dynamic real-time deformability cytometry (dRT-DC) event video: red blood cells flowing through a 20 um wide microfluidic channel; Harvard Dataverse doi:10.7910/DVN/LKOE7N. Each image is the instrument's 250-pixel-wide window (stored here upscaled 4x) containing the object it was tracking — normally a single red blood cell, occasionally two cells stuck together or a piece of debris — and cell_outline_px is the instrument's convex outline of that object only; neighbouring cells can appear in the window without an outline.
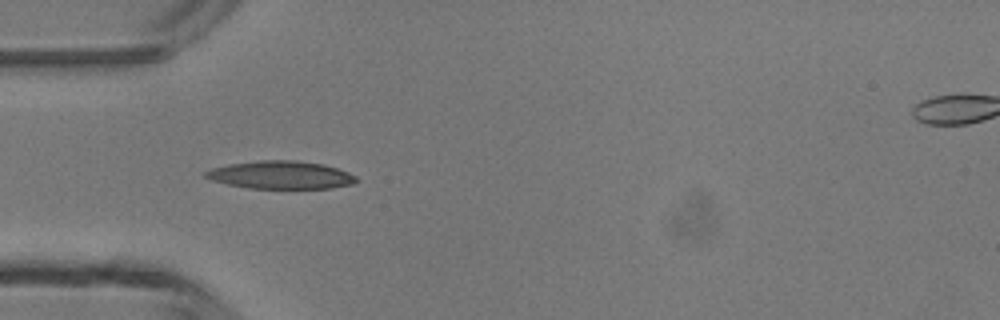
{"species": "common noctule bat (a hibernating species)", "species_latin": "Nyctalus noctula", "temperature_condition": "room temperature", "stored_images_in_passage": 6, "camera_frame_rate_fps": 3000, "um_per_image_px": 0.085, "animal": {"sex": "male", "body_mass_g": 13.3}, "frame": {"image": 1, "passage_image": 5, "time_ms": 4.667, "image_size_px": [1000, 320], "cell_outline_px": [[360, 180], [352, 184], [332, 188], [248, 188], [228, 184], [212, 180], [204, 176], [204, 172], [212, 168], [228, 164], [260, 160], [292, 160], [324, 164], [348, 172], [356, 176]], "centroid_in_image_um": [23.88, 14.87], "position_along_channel_um": 61.1, "area_um2": 24.45}}
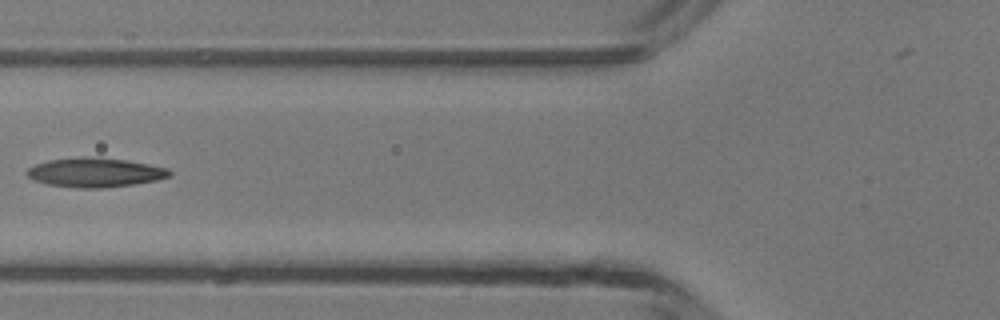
{"frame": {"image": 2, "passage_image": 6, "time_ms": 6.0, "image_size_px": [1000, 320], "cell_outline_px": [[172, 176], [156, 180], [132, 184], [100, 188], [76, 188], [44, 184], [32, 180], [24, 172], [28, 168], [36, 164], [48, 160], [84, 156], [124, 160], [148, 164], [168, 168], [172, 172]], "centroid_in_image_um": [8.03, 14.66], "position_along_channel_um": 117.8, "area_um2": 24.39}}